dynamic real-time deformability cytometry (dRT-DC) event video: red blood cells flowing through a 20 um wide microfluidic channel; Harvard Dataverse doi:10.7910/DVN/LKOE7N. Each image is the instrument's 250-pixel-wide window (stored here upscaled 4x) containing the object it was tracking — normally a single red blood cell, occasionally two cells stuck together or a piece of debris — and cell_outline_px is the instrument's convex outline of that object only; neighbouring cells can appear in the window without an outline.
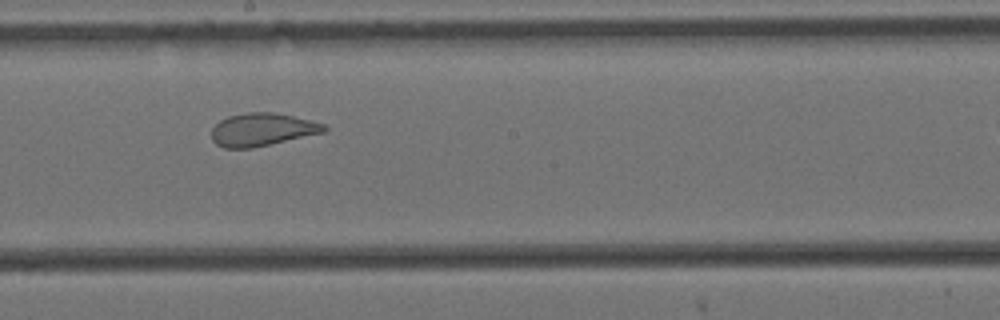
{"species": "Egyptian fruit bat (a non-hibernating species)", "species_latin": "Rousettus aegyptiacus", "temperature_condition": "cold", "stored_images_in_passage": 15, "camera_frame_rate_fps": 3000, "um_per_image_px": 0.085, "animal": {"sex": "female"}, "frame": {"image": 1, "passage_image": 7, "time_ms": 2.0, "image_size_px": [1000, 320], "cell_outline_px": [[328, 128], [324, 132], [252, 148], [224, 148], [216, 144], [212, 140], [212, 128], [220, 120], [228, 116], [248, 112], [276, 112], [324, 124]], "centroid_in_image_um": [22.25, 11.01], "position_along_channel_um": 225.9, "area_um2": 21.39}}
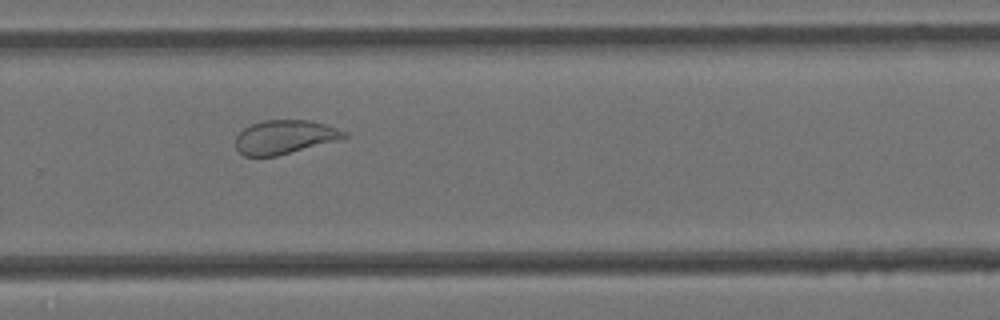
{"frame": {"image": 2, "passage_image": 9, "time_ms": 2.667, "image_size_px": [1000, 320], "cell_outline_px": [[348, 136], [340, 140], [276, 156], [244, 156], [236, 148], [236, 136], [244, 128], [252, 124], [264, 120], [308, 120], [324, 124], [348, 132]], "centroid_in_image_um": [24.21, 11.65], "position_along_channel_um": 305.6, "area_um2": 21.33}}